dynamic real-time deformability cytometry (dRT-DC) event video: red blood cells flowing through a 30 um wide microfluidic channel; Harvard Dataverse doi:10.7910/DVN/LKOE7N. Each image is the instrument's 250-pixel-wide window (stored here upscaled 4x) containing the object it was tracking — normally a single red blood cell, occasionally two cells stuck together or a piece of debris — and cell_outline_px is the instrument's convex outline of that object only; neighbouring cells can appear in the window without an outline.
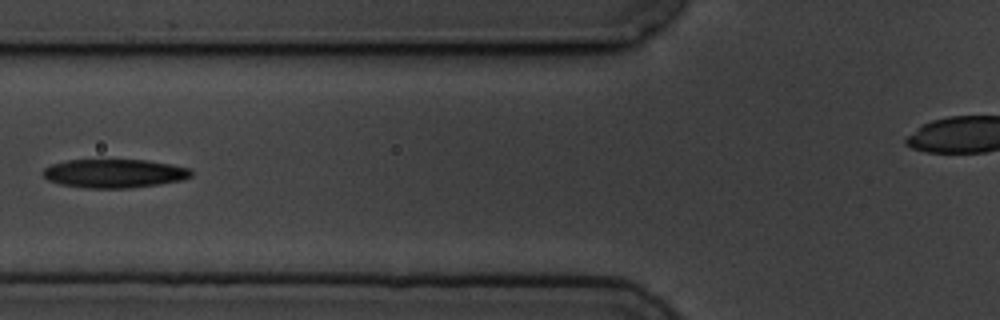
{"species": "common noctule bat (a hibernating species)", "species_latin": "Nyctalus noctula", "temperature_condition": "cold", "stored_images_in_passage": 12, "camera_frame_rate_fps": 3000, "um_per_image_px": 0.085, "animal": {"sex": "male", "body_mass_g": 19.5, "forearm_length_mm": 54.6}, "frame": {"image": 1, "passage_image": 2, "time_ms": 1.333, "image_size_px": [1000, 320], "cell_outline_px": [[192, 176], [184, 180], [160, 184], [128, 188], [88, 188], [60, 184], [48, 180], [40, 172], [44, 168], [52, 164], [68, 160], [144, 160], [168, 164], [188, 168], [192, 172]], "centroid_in_image_um": [9.7, 14.75], "position_along_channel_um": 116.1, "area_um2": 24.68}}
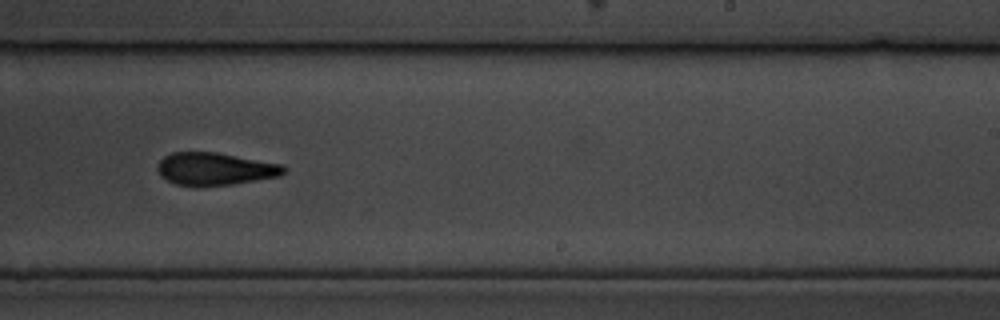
{"frame": {"image": 2, "passage_image": 6, "time_ms": 5.667, "image_size_px": [1000, 320], "cell_outline_px": [[288, 168], [280, 176], [232, 184], [196, 188], [176, 184], [160, 176], [156, 168], [156, 164], [164, 156], [172, 152], [216, 152], [284, 164]], "centroid_in_image_um": [18.26, 14.37], "position_along_channel_um": 270.7, "area_um2": 24.51}}
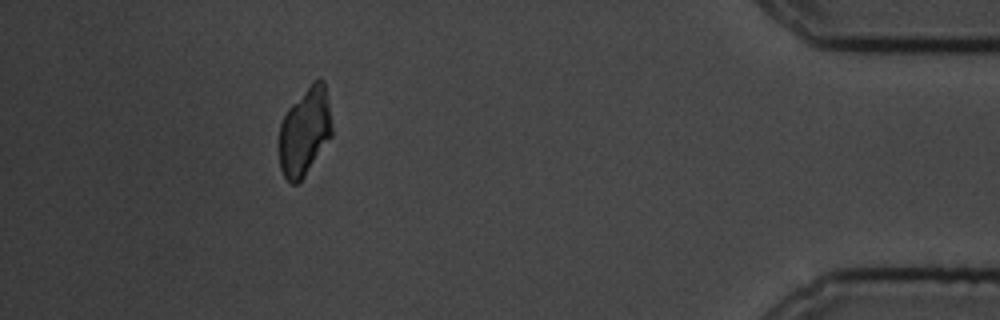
{"frame": {"image": 3, "passage_image": 12, "time_ms": 13.667, "image_size_px": [1000, 320], "cell_outline_px": [[332, 136], [304, 176], [296, 184], [292, 184], [284, 176], [280, 168], [280, 124], [288, 108], [312, 80], [324, 80], [328, 100], [332, 128]], "centroid_in_image_um": [25.91, 11.16], "position_along_channel_um": 409.3, "area_um2": 26.82}, "authors_computed_cell_mechanics": {"area_um2": 24.9985, "velocity_mm_per_s": 3.5856, "shape_relaxation_time_tau1_ms": 2.6184, "shape_relaxation_time_tau2_ms": 2.1343, "deformation_change_tau1": 0.1105, "deformation_change_tau2": 0.0887}}